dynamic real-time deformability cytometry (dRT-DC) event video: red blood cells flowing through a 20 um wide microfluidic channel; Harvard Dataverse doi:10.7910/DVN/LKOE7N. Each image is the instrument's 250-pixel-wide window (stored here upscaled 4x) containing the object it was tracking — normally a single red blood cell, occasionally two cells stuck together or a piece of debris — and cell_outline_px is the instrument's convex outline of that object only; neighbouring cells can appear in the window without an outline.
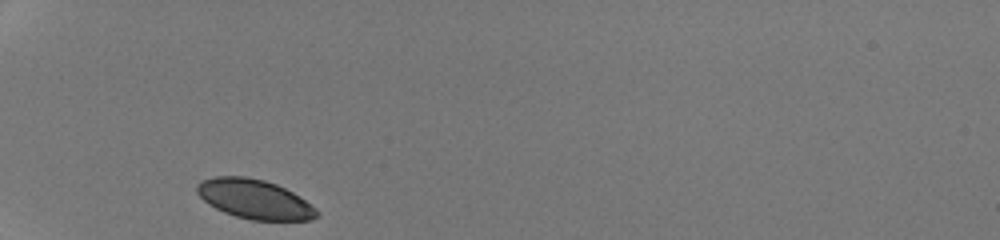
{"species": "human", "species_latin": "Homo sapiens", "temperature_condition": "room temperature", "stored_images_in_passage": 27, "camera_frame_rate_fps": 3000, "um_per_image_px": 0.085, "donor": {"sex": "male"}, "frame": {"image": 1, "passage_image": 1, "time_ms": 0.0, "image_size_px": [1000, 240], "cell_outline_px": [[320, 216], [312, 220], [252, 220], [236, 216], [224, 212], [208, 204], [196, 192], [196, 184], [200, 180], [216, 176], [244, 176], [264, 180], [276, 184], [300, 196], [316, 208], [320, 212]], "centroid_in_image_um": [21.65, 16.93], "position_along_channel_um": 63.4, "area_um2": 27.63}}
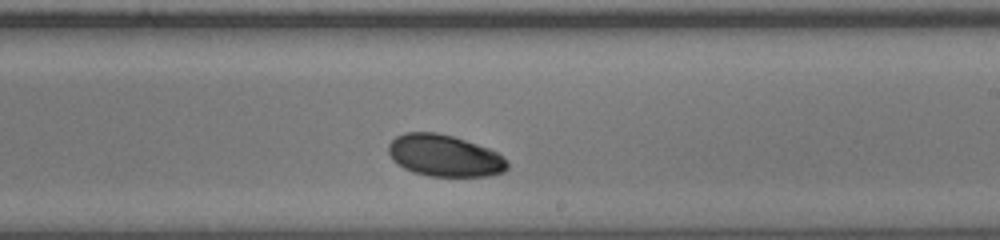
{"frame": {"image": 2, "passage_image": 16, "time_ms": 5.0, "image_size_px": [1000, 240], "cell_outline_px": [[508, 168], [504, 172], [488, 176], [428, 176], [412, 172], [396, 164], [392, 160], [388, 152], [388, 144], [396, 136], [404, 132], [436, 132], [452, 136], [488, 148], [504, 156], [508, 160]], "centroid_in_image_um": [37.77, 13.24], "position_along_channel_um": 251.2, "area_um2": 29.13}}
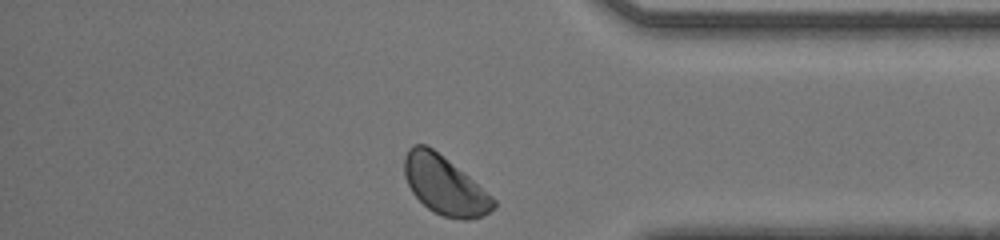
{"frame": {"image": 3, "passage_image": 27, "time_ms": 8.667, "image_size_px": [1000, 240], "cell_outline_px": [[496, 208], [484, 216], [464, 220], [444, 216], [428, 208], [412, 192], [404, 176], [404, 156], [408, 148], [412, 144], [428, 144], [464, 172], [492, 196], [496, 200]], "centroid_in_image_um": [37.79, 15.73], "position_along_channel_um": 397.4, "area_um2": 30.35}, "authors_computed_cell_mechanics": {"area_um2": 29.1312, "velocity_mm_per_s": 4.177, "shape_relaxation_time_tau1_ms": 0.8557, "shape_relaxation_time_tau2_ms": null, "deformation_change_tau1": 0.0373, "deformation_change_tau2": null}}